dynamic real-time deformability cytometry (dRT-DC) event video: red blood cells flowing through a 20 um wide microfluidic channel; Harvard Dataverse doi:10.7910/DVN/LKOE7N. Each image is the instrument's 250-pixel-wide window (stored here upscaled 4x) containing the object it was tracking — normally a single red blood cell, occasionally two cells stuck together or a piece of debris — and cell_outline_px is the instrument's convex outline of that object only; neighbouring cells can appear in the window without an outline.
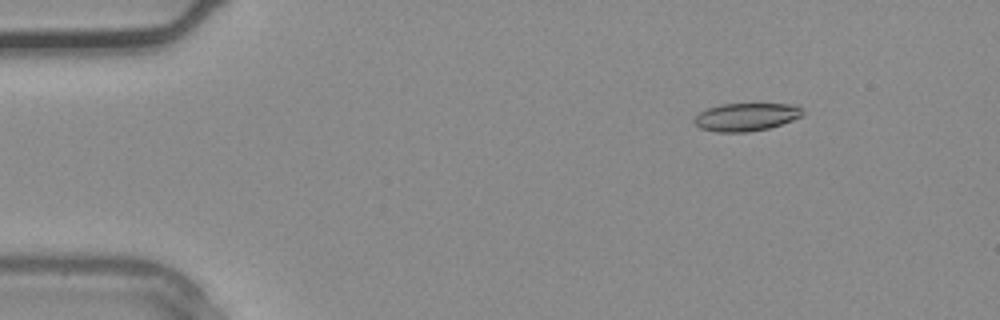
{"species": "common noctule bat (a hibernating species)", "species_latin": "Nyctalus noctula", "temperature_condition": "warm", "stored_images_in_passage": 32, "camera_frame_rate_fps": 3000, "um_per_image_px": 0.085, "animal": {"sex": "male", "body_mass_g": 20.4}, "frame": {"image": 1, "passage_image": 1, "time_ms": 0.0, "image_size_px": [1000, 320], "cell_outline_px": [[804, 116], [768, 128], [748, 132], [716, 132], [700, 128], [692, 120], [700, 112], [708, 108], [720, 104], [796, 104], [804, 108]], "centroid_in_image_um": [63.46, 9.93], "position_along_channel_um": 21.5, "area_um2": 17.74}}
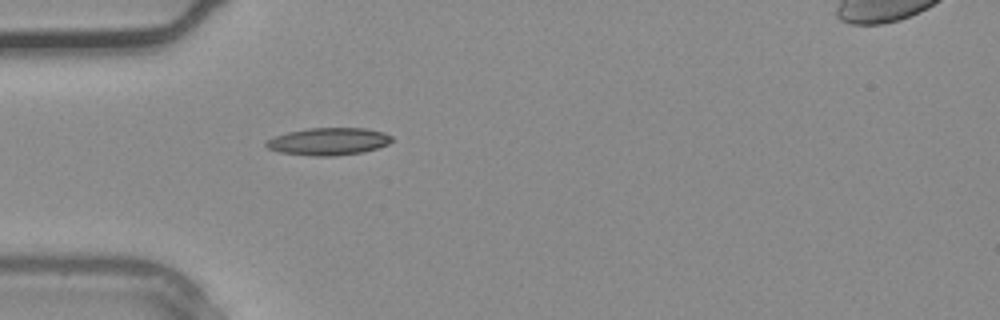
{"frame": {"image": 2, "passage_image": 7, "time_ms": 2.0, "image_size_px": [1000, 320], "cell_outline_px": [[392, 140], [388, 144], [364, 152], [336, 156], [312, 156], [280, 152], [268, 148], [264, 144], [268, 140], [276, 136], [288, 132], [308, 128], [368, 128], [384, 132], [392, 136]], "centroid_in_image_um": [27.95, 12.02], "position_along_channel_um": 57.0, "area_um2": 20.06}}
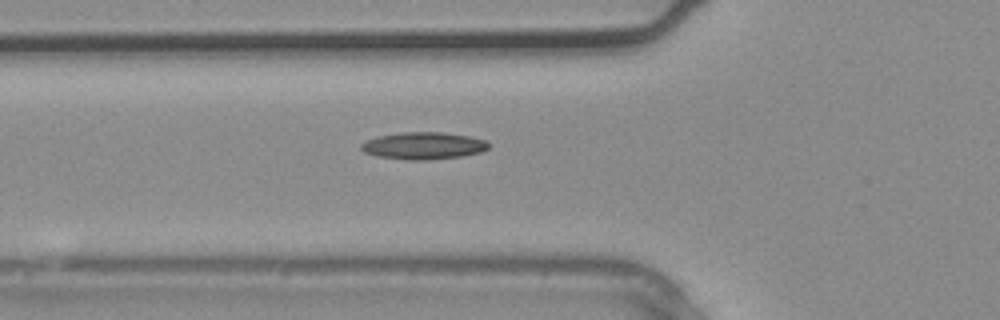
{"frame": {"image": 3, "passage_image": 9, "time_ms": 2.667, "image_size_px": [1000, 320], "cell_outline_px": [[488, 148], [480, 152], [460, 156], [428, 160], [408, 160], [376, 156], [364, 152], [360, 148], [360, 144], [368, 140], [380, 136], [400, 132], [440, 132], [468, 136], [488, 140]], "centroid_in_image_um": [35.98, 12.39], "position_along_channel_um": 89.8, "area_um2": 20.06}}